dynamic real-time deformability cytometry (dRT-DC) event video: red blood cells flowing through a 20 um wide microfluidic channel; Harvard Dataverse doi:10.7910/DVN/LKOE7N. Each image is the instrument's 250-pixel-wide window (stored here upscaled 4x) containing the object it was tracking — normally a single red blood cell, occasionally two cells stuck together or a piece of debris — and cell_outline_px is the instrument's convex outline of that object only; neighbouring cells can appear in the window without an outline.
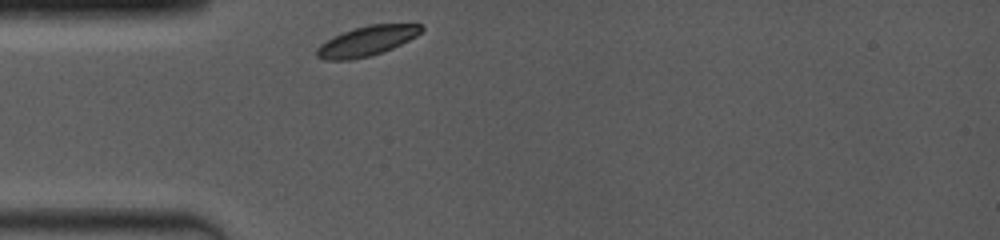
{"species": "common noctule bat (a hibernating species)", "species_latin": "Nyctalus noctula", "temperature_condition": "room temperature", "stored_images_in_passage": 54, "camera_frame_rate_fps": 4000, "um_per_image_px": 0.085, "animal": {"sex": "female", "body_mass_g": 19.0, "forearm_length_mm": 53.3}, "frame": {"image": 1, "passage_image": 1, "time_ms": 0.0, "image_size_px": [1000, 240], "cell_outline_px": [[424, 28], [416, 36], [392, 48], [368, 56], [348, 60], [324, 60], [316, 56], [316, 48], [320, 44], [332, 36], [368, 24], [420, 24]], "centroid_in_image_um": [31.13, 3.48], "position_along_channel_um": 53.9, "area_um2": 17.92}}
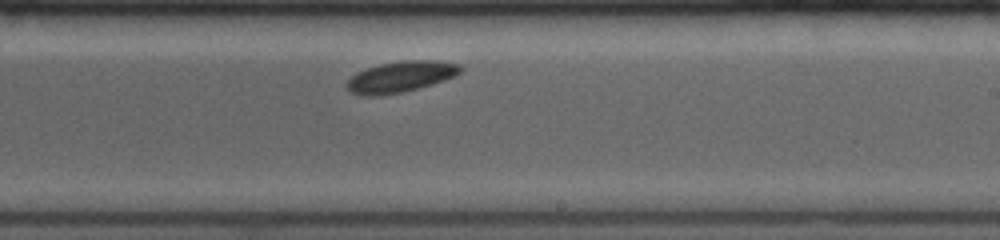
{"frame": {"image": 2, "passage_image": 30, "time_ms": 5.5, "image_size_px": [1000, 240], "cell_outline_px": [[464, 68], [460, 72], [444, 80], [416, 88], [400, 92], [376, 96], [368, 96], [352, 92], [348, 88], [348, 80], [356, 72], [380, 64], [404, 60], [436, 60], [460, 64]], "centroid_in_image_um": [34.08, 6.5], "position_along_channel_um": 254.9, "area_um2": 20.06}}
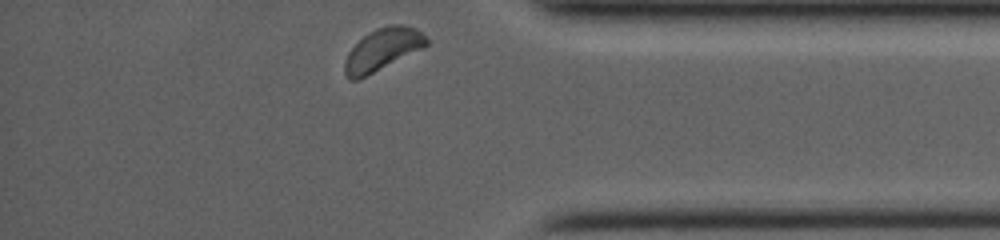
{"frame": {"image": 3, "passage_image": 54, "time_ms": 9.5, "image_size_px": [1000, 240], "cell_outline_px": [[428, 44], [360, 80], [348, 80], [344, 72], [344, 60], [348, 52], [364, 36], [376, 28], [388, 24], [404, 24], [416, 28], [428, 40]], "centroid_in_image_um": [32.46, 4.22], "position_along_channel_um": 402.7, "area_um2": 19.88}, "authors_computed_cell_mechanics": {"area_um2": 19.4208, "velocity_mm_per_s": 3.8126, "shape_relaxation_time_tau1_ms": null, "shape_relaxation_time_tau2_ms": 6.8295, "deformation_change_tau1": null, "deformation_change_tau2": 0.0624}}